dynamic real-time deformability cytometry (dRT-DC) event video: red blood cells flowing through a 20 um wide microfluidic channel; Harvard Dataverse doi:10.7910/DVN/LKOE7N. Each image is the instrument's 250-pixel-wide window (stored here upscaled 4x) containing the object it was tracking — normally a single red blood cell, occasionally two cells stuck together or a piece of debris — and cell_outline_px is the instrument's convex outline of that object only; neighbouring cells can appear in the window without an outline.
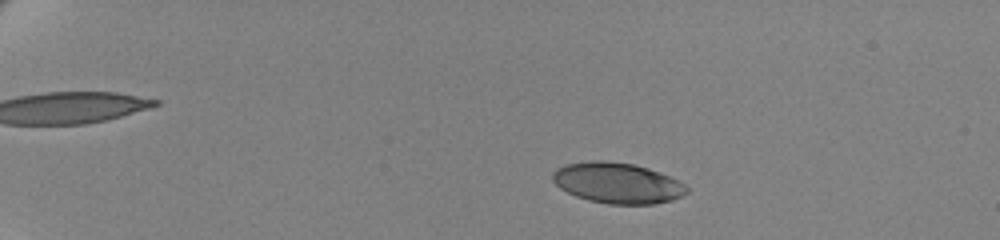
{"species": "human", "species_latin": "Homo sapiens", "temperature_condition": "cold", "stored_images_in_passage": 59, "camera_frame_rate_fps": 3000, "um_per_image_px": 0.085, "donor": {"sex": "female"}, "frame": {"image": 1, "passage_image": 11, "time_ms": 3.333, "image_size_px": [1000, 240], "cell_outline_px": [[688, 192], [672, 200], [652, 204], [608, 204], [588, 200], [576, 196], [560, 188], [552, 180], [552, 172], [556, 168], [568, 164], [592, 160], [604, 160], [632, 164], [648, 168], [668, 176], [684, 184], [688, 188]], "centroid_in_image_um": [52.45, 15.55], "position_along_channel_um": 32.6, "area_um2": 31.62}}
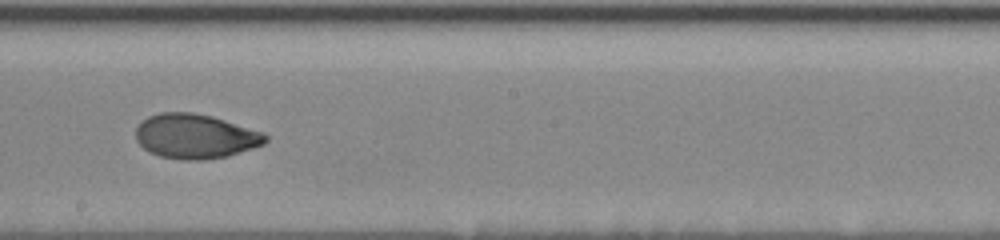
{"frame": {"image": 2, "passage_image": 37, "time_ms": 12.0, "image_size_px": [1000, 240], "cell_outline_px": [[268, 140], [264, 144], [228, 156], [204, 160], [180, 160], [160, 156], [148, 152], [136, 140], [136, 128], [148, 116], [160, 112], [192, 112], [212, 116], [264, 132], [268, 136]], "centroid_in_image_um": [16.61, 11.59], "position_along_channel_um": 231.6, "area_um2": 33.81}}
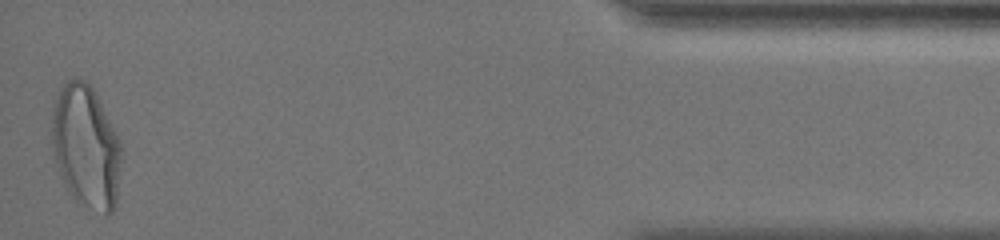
{"frame": {"image": 3, "passage_image": 59, "time_ms": 19.333, "image_size_px": [1000, 240], "cell_outline_px": [[120, 160], [116, 208], [112, 212], [104, 216], [72, 196], [64, 184], [56, 164], [52, 144], [52, 112], [56, 100], [64, 84], [68, 80], [84, 80], [92, 88], [116, 132], [120, 140]], "centroid_in_image_um": [7.31, 12.51], "position_along_channel_um": 427.9, "area_um2": 49.01}, "authors_computed_cell_mechanics": {"area_um2": 33.4662, "velocity_mm_per_s": 3.4521, "shape_relaxation_time_tau1_ms": 3.5026, "shape_relaxation_time_tau2_ms": 1.3715, "deformation_change_tau1": 0.1548, "deformation_change_tau2": 0.0469}}